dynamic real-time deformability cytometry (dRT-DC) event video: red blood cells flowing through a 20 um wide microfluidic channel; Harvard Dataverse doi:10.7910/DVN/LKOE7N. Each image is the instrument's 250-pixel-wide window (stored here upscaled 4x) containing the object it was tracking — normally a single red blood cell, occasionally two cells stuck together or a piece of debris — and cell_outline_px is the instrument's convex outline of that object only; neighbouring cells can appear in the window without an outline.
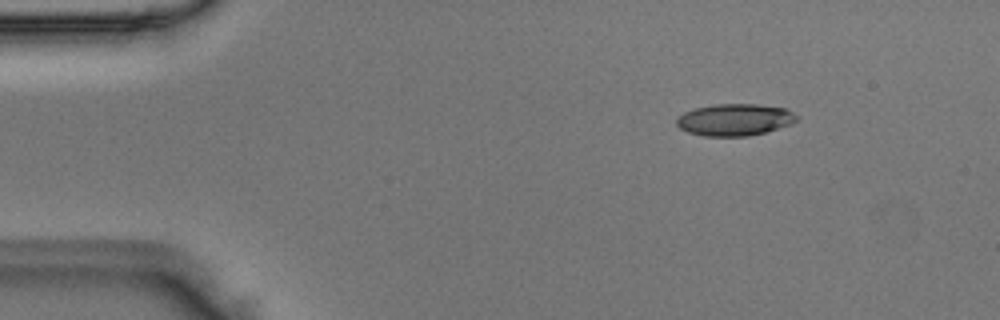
{"species": "Egyptian fruit bat (a non-hibernating species)", "species_latin": "Rousettus aegyptiacus", "temperature_condition": "room temperature", "stored_images_in_passage": 45, "camera_frame_rate_fps": 3000, "um_per_image_px": 0.085, "animal": {"sex": "male"}, "frame": {"image": 1, "passage_image": 1, "time_ms": 0.0, "image_size_px": [1000, 320], "cell_outline_px": [[800, 116], [796, 120], [788, 124], [764, 132], [748, 136], [704, 136], [688, 132], [680, 128], [676, 124], [676, 120], [684, 112], [696, 108], [716, 104], [756, 104], [784, 108]], "centroid_in_image_um": [62.43, 10.17], "position_along_channel_um": 22.6, "area_um2": 22.02}}
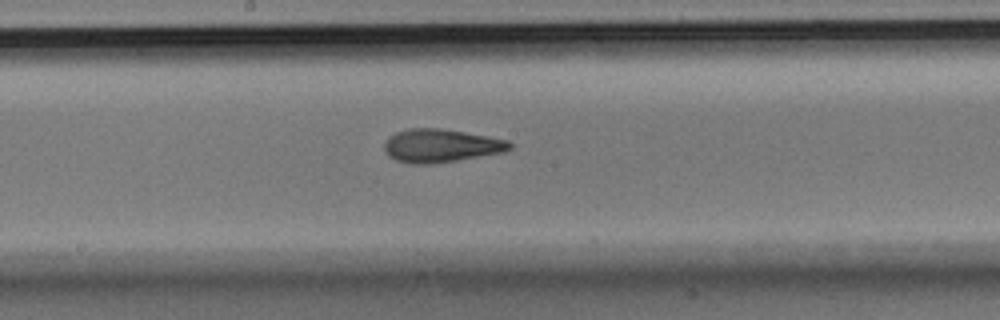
{"frame": {"image": 2, "passage_image": 21, "time_ms": 6.667, "image_size_px": [1000, 320], "cell_outline_px": [[512, 148], [504, 152], [432, 164], [412, 164], [396, 160], [388, 156], [384, 148], [384, 144], [388, 136], [396, 132], [408, 128], [436, 128], [464, 132], [508, 140], [512, 144]], "centroid_in_image_um": [37.44, 12.38], "position_along_channel_um": 210.8, "area_um2": 24.22}}
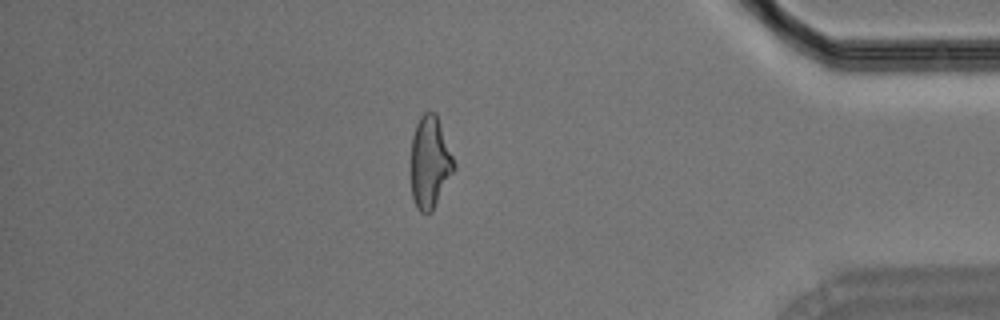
{"frame": {"image": 3, "passage_image": 38, "time_ms": 12.333, "image_size_px": [1000, 320], "cell_outline_px": [[456, 168], [432, 212], [420, 212], [416, 208], [412, 196], [412, 136], [416, 124], [420, 116], [424, 112], [436, 112], [456, 164]], "centroid_in_image_um": [36.56, 13.8], "position_along_channel_um": 398.6, "area_um2": 23.06}}